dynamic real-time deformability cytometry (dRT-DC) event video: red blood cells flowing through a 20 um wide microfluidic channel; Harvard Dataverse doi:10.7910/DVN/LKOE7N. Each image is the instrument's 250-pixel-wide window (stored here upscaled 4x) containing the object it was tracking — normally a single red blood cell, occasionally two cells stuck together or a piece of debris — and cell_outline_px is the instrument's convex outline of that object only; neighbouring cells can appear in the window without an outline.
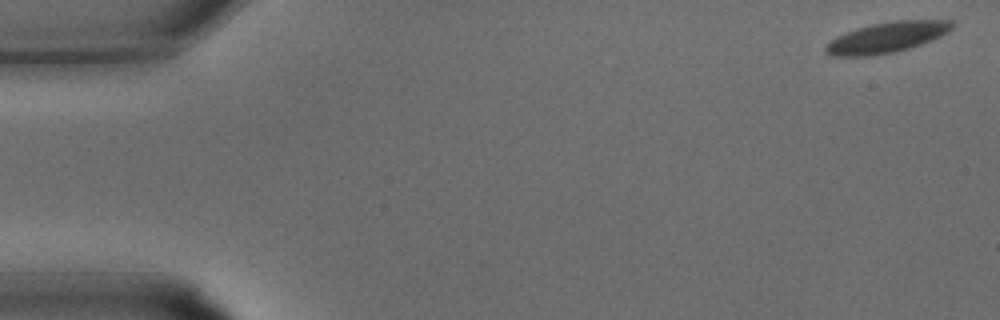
{"species": "common noctule bat (a hibernating species)", "species_latin": "Nyctalus noctula", "temperature_condition": "warm", "stored_images_in_passage": 12, "camera_frame_rate_fps": 3000, "um_per_image_px": 0.085, "animal": {"sex": "male", "body_mass_g": 15.6}, "frame": {"image": 1, "passage_image": 1, "time_ms": 0.0, "image_size_px": [1000, 320], "cell_outline_px": [[956, 24], [948, 32], [932, 40], [896, 52], [872, 56], [828, 56], [824, 52], [824, 48], [836, 36], [856, 28], [872, 24], [896, 20], [952, 20]], "centroid_in_image_um": [75.38, 3.18], "position_along_channel_um": 9.6, "area_um2": 22.66}}
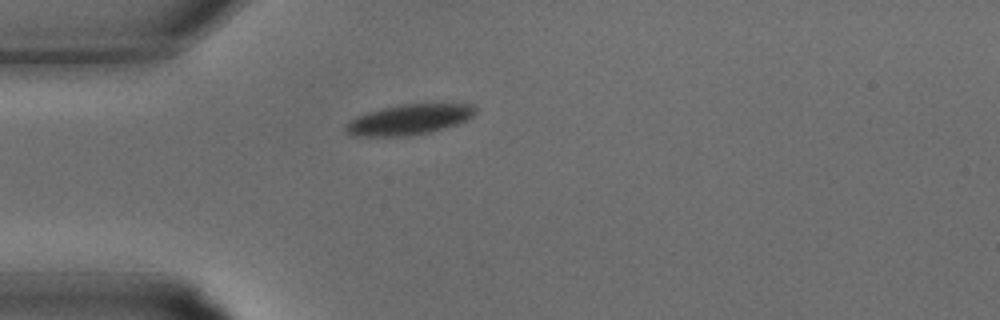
{"frame": {"image": 2, "passage_image": 9, "time_ms": 2.667, "image_size_px": [1000, 320], "cell_outline_px": [[480, 108], [468, 120], [432, 132], [412, 136], [352, 136], [344, 132], [344, 124], [356, 116], [380, 108], [400, 104], [472, 104]], "centroid_in_image_um": [34.75, 10.17], "position_along_channel_um": 50.2, "area_um2": 23.35}}
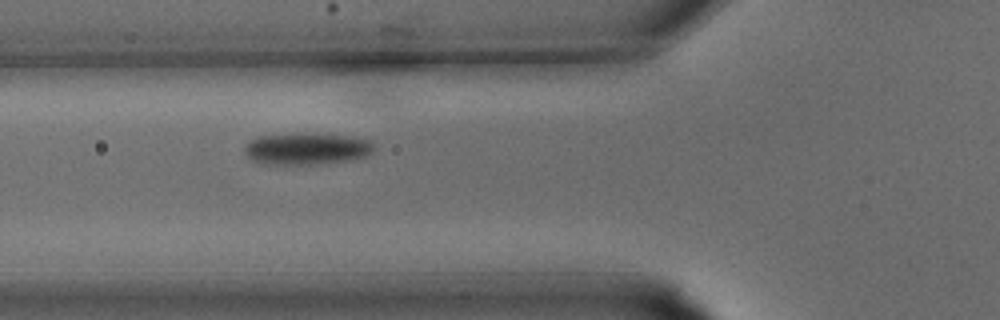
{"frame": {"image": 3, "passage_image": 12, "time_ms": 3.667, "image_size_px": [1000, 320], "cell_outline_px": [[376, 148], [368, 156], [352, 160], [316, 164], [264, 164], [252, 160], [244, 152], [244, 148], [248, 140], [256, 136], [292, 132], [300, 132], [348, 136], [372, 140]], "centroid_in_image_um": [26.07, 12.62], "position_along_channel_um": 99.7, "area_um2": 24.68}}